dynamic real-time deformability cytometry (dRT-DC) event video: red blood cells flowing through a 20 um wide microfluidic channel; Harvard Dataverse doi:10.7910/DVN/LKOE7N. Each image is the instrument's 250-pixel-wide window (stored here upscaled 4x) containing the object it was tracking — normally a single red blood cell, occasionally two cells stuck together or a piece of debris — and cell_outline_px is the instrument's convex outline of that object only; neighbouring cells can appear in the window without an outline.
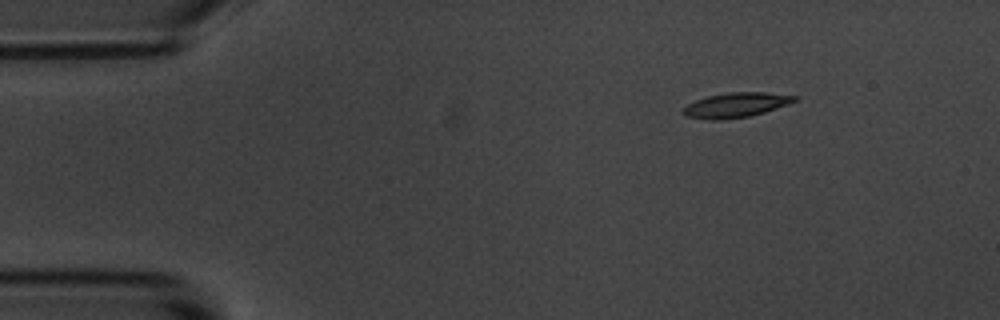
{"species": "common noctule bat (a hibernating species)", "species_latin": "Nyctalus noctula", "temperature_condition": "room temperature", "stored_images_in_passage": 4, "camera_frame_rate_fps": 3000, "um_per_image_px": 0.085, "animal": {"sex": "male", "body_mass_g": 20.1, "forearm_length_mm": 53.5}, "frame": {"image": 1, "passage_image": 1, "time_ms": 0.0, "image_size_px": [1000, 320], "cell_outline_px": [[800, 100], [764, 112], [748, 116], [720, 120], [708, 120], [684, 116], [680, 112], [688, 104], [696, 100], [708, 96], [728, 92], [764, 92], [800, 96]], "centroid_in_image_um": [62.56, 8.92], "position_along_channel_um": 22.4, "area_um2": 16.18}}
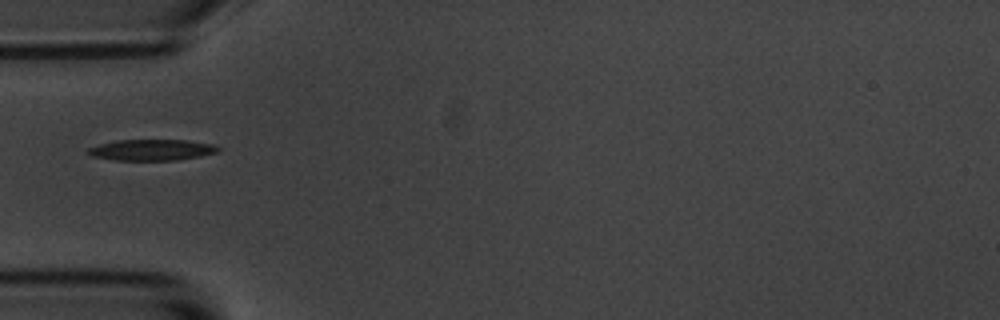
{"frame": {"image": 2, "passage_image": 4, "time_ms": 1.0, "image_size_px": [1000, 320], "cell_outline_px": [[220, 148], [216, 152], [200, 156], [180, 160], [116, 160], [92, 156], [84, 152], [88, 148], [100, 144], [116, 140], [188, 140], [216, 144]], "centroid_in_image_um": [12.9, 12.74], "position_along_channel_um": 72.1, "area_um2": 16.07}}